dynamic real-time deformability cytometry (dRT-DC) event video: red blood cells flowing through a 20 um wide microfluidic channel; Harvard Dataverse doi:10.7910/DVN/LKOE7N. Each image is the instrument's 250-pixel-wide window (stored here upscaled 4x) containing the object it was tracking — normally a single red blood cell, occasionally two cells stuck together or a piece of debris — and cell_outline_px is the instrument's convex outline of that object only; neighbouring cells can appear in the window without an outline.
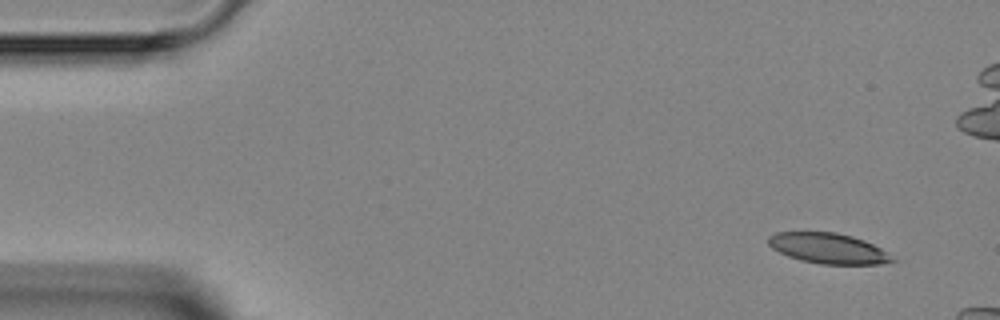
{"species": "Egyptian fruit bat (a non-hibernating species)", "species_latin": "Rousettus aegyptiacus", "temperature_condition": "room temperature", "stored_images_in_passage": 3, "camera_frame_rate_fps": 3000, "um_per_image_px": 0.085, "animal": {"sex": "female"}, "frame": {"image": 1, "passage_image": 1, "time_ms": 0.0, "image_size_px": [1000, 320], "cell_outline_px": [[896, 260], [880, 264], [820, 264], [800, 260], [788, 256], [772, 248], [768, 244], [768, 236], [776, 232], [836, 232], [852, 236], [864, 240], [880, 248]], "centroid_in_image_um": [70.36, 21.1], "position_along_channel_um": 14.6, "area_um2": 21.85}}